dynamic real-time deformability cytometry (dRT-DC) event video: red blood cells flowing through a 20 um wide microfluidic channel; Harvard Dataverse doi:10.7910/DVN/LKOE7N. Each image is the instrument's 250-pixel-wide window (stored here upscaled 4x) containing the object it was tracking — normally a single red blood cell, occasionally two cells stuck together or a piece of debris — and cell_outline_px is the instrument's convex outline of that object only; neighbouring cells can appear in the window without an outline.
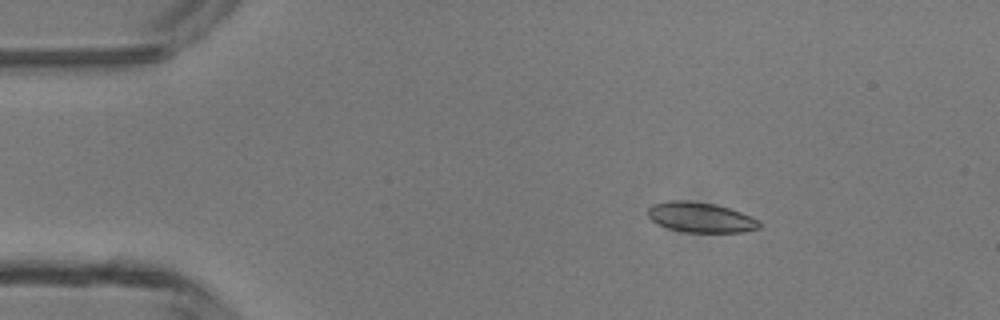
{"species": "common noctule bat (a hibernating species)", "species_latin": "Nyctalus noctula", "temperature_condition": "room temperature", "stored_images_in_passage": 6, "camera_frame_rate_fps": 3000, "um_per_image_px": 0.085, "animal": {"sex": "male", "body_mass_g": 13.3}, "frame": {"image": 1, "passage_image": 3, "time_ms": 2.333, "image_size_px": [1000, 320], "cell_outline_px": [[760, 228], [744, 232], [688, 232], [668, 228], [652, 220], [648, 216], [648, 208], [652, 204], [672, 200], [688, 200], [716, 204], [752, 216], [760, 220]], "centroid_in_image_um": [59.58, 18.47], "position_along_channel_um": 25.4, "area_um2": 19.54}}
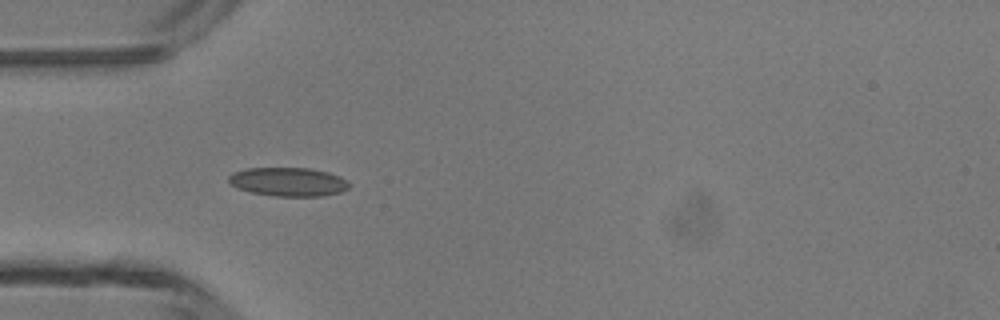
{"frame": {"image": 2, "passage_image": 5, "time_ms": 4.667, "image_size_px": [1000, 320], "cell_outline_px": [[348, 188], [340, 192], [324, 196], [272, 196], [252, 192], [236, 188], [228, 180], [228, 176], [232, 172], [248, 168], [308, 168], [328, 172], [344, 180], [348, 184]], "centroid_in_image_um": [24.44, 15.46], "position_along_channel_um": 60.6, "area_um2": 20.0}}
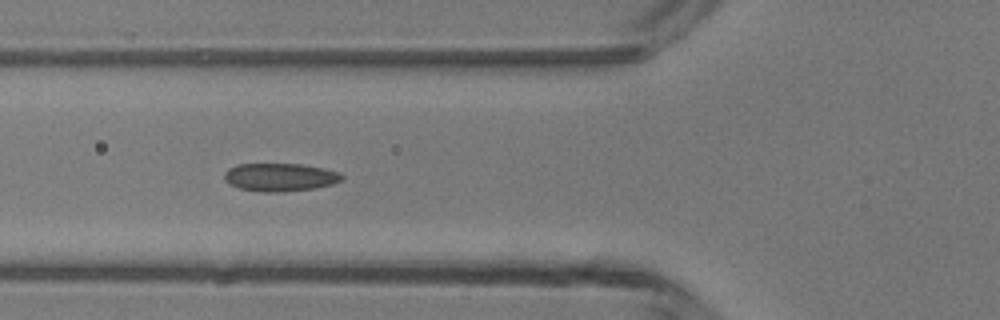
{"frame": {"image": 3, "passage_image": 6, "time_ms": 5.667, "image_size_px": [1000, 320], "cell_outline_px": [[344, 180], [332, 184], [316, 188], [280, 192], [264, 192], [240, 188], [228, 184], [224, 180], [224, 172], [228, 168], [236, 164], [300, 164], [324, 168], [340, 172], [344, 176]], "centroid_in_image_um": [23.81, 15.06], "position_along_channel_um": 102.0, "area_um2": 19.42}}